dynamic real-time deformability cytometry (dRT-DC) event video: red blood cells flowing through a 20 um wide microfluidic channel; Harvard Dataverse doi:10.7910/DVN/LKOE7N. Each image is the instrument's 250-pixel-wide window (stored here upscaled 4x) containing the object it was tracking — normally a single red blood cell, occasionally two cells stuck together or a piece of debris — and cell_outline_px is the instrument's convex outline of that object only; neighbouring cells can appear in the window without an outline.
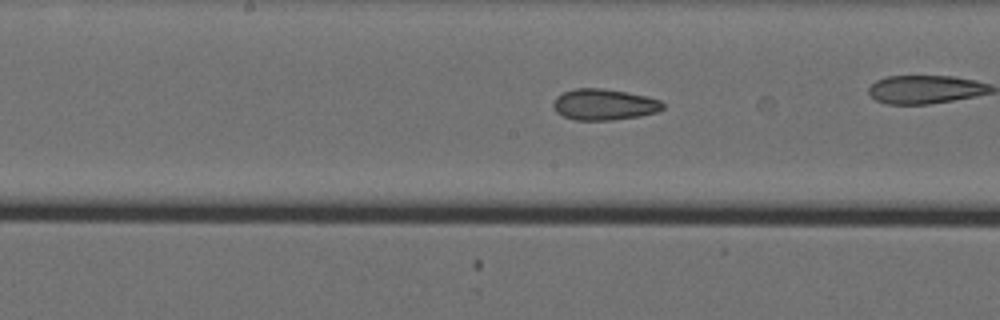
{"species": "Egyptian fruit bat (a non-hibernating species)", "species_latin": "Rousettus aegyptiacus", "temperature_condition": "cold", "stored_images_in_passage": 37, "camera_frame_rate_fps": 3000, "um_per_image_px": 0.085, "animal": {"sex": "female"}, "frame": {"image": 1, "passage_image": 36, "time_ms": 11.667, "image_size_px": [1000, 320], "cell_outline_px": [[664, 108], [656, 112], [640, 116], [612, 120], [576, 120], [564, 116], [556, 112], [552, 104], [556, 96], [564, 92], [576, 88], [604, 88], [644, 96], [660, 100], [664, 104]], "centroid_in_image_um": [51.33, 8.89], "position_along_channel_um": 196.9, "area_um2": 19.77}}